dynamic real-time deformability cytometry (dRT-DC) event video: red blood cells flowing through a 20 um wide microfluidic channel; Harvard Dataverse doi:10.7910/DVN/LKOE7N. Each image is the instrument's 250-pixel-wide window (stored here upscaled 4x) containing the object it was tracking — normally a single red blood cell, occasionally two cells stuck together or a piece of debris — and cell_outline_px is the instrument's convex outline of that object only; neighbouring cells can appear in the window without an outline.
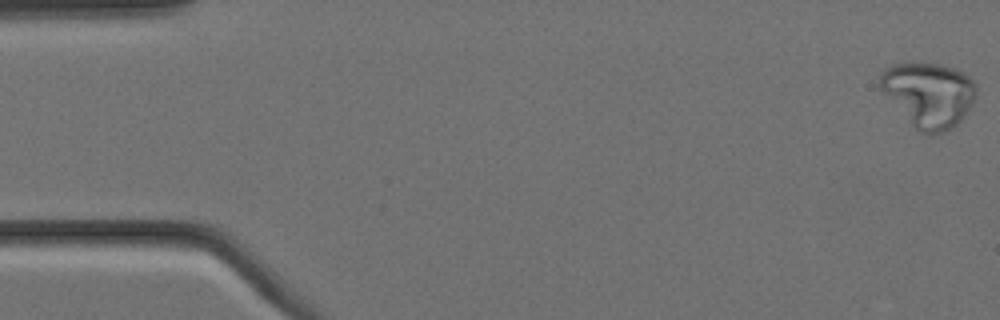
{"species": "Egyptian fruit bat (a non-hibernating species)", "species_latin": "Rousettus aegyptiacus", "temperature_condition": "cold", "stored_images_in_passage": 9, "camera_frame_rate_fps": 3000, "um_per_image_px": 0.085, "animal": {"sex": "female"}, "frame": {"image": 1, "passage_image": 1, "time_ms": 0.0, "image_size_px": [1000, 320], "cell_outline_px": [[976, 96], [972, 104], [964, 116], [956, 124], [944, 132], [920, 132], [912, 124], [880, 88], [880, 72], [884, 68], [892, 64], [904, 60], [912, 60], [940, 64], [956, 68], [968, 76], [976, 84]], "centroid_in_image_um": [78.93, 7.95], "position_along_channel_um": 6.1, "area_um2": 36.36}}
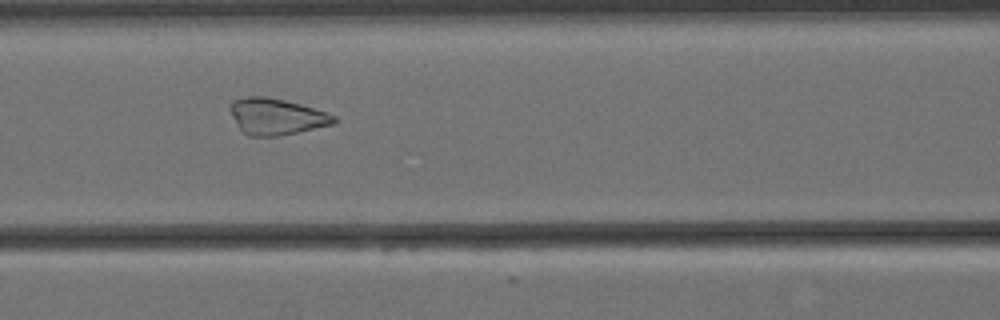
{"frame": {"image": 2, "passage_image": 7, "time_ms": 2.0, "image_size_px": [1000, 320], "cell_outline_px": [[336, 124], [280, 136], [248, 136], [240, 128], [232, 116], [228, 108], [228, 104], [232, 100], [248, 96], [264, 96], [284, 100], [300, 104], [336, 116]], "centroid_in_image_um": [23.47, 9.9], "position_along_channel_um": 143.1, "area_um2": 22.02}}
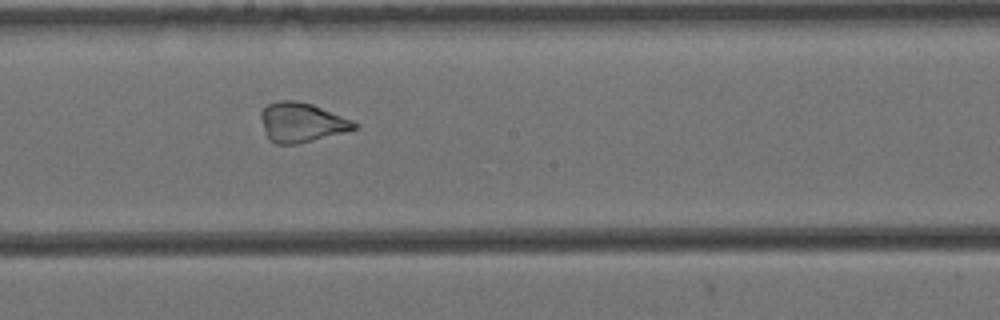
{"frame": {"image": 3, "passage_image": 9, "time_ms": 2.667, "image_size_px": [1000, 320], "cell_outline_px": [[360, 124], [356, 128], [344, 132], [296, 144], [276, 144], [268, 140], [260, 116], [260, 112], [268, 104], [280, 100], [296, 100], [312, 104], [352, 120]], "centroid_in_image_um": [25.61, 10.4], "position_along_channel_um": 222.6, "area_um2": 21.33}}